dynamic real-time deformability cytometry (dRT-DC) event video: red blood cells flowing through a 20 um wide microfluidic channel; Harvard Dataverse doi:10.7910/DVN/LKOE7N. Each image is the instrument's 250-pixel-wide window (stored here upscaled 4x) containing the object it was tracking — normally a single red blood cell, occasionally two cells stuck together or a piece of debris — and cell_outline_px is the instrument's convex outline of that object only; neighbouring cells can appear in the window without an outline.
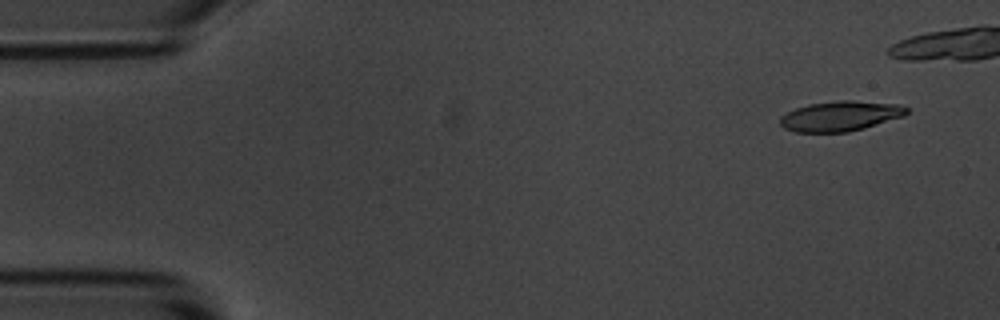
{"species": "common noctule bat (a hibernating species)", "species_latin": "Nyctalus noctula", "temperature_condition": "room temperature", "stored_images_in_passage": 10, "camera_frame_rate_fps": 3000, "um_per_image_px": 0.085, "animal": {"sex": "male", "body_mass_g": 20.1, "forearm_length_mm": 53.5}, "frame": {"image": 1, "passage_image": 1, "time_ms": 0.0, "image_size_px": [1000, 320], "cell_outline_px": [[908, 112], [904, 116], [864, 128], [848, 132], [796, 132], [784, 128], [780, 124], [780, 116], [796, 108], [808, 104], [840, 100], [852, 100], [900, 104], [908, 108]], "centroid_in_image_um": [71.44, 9.86], "position_along_channel_um": 13.6, "area_um2": 22.2}}
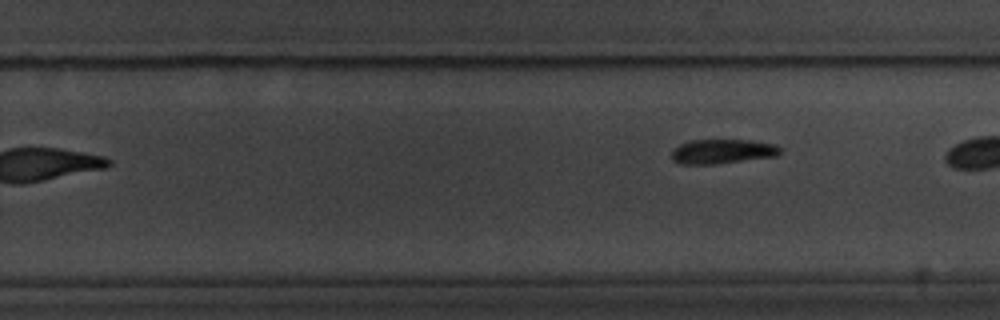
{"frame": {"image": 2, "passage_image": 10, "time_ms": 11.333, "image_size_px": [1000, 320], "cell_outline_px": [[780, 152], [776, 156], [716, 164], [680, 164], [672, 160], [672, 148], [688, 140], [752, 140], [776, 144], [780, 148]], "centroid_in_image_um": [61.37, 12.87], "position_along_channel_um": 268.4, "area_um2": 15.61}}